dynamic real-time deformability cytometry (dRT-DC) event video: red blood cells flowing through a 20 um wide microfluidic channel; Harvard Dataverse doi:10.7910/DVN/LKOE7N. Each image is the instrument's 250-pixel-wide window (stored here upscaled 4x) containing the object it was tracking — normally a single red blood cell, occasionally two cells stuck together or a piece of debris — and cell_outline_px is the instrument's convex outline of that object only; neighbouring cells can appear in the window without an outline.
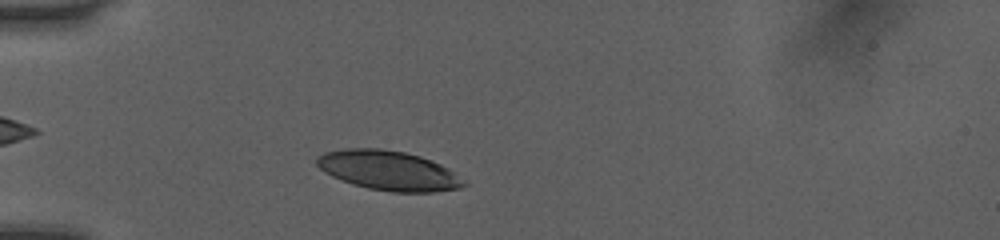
{"species": "human", "species_latin": "Homo sapiens", "temperature_condition": "room temperature", "stored_images_in_passage": 37, "camera_frame_rate_fps": 3000, "um_per_image_px": 0.085, "donor": {"sex": "female"}, "frame": {"image": 1, "passage_image": 6, "time_ms": 1.667, "image_size_px": [1000, 240], "cell_outline_px": [[468, 184], [460, 188], [432, 192], [392, 192], [368, 188], [352, 184], [332, 176], [324, 172], [316, 164], [316, 156], [324, 152], [344, 148], [380, 148], [404, 152], [420, 156], [432, 160], [456, 172], [468, 180]], "centroid_in_image_um": [33.06, 14.49], "position_along_channel_um": 51.9, "area_um2": 34.28}}
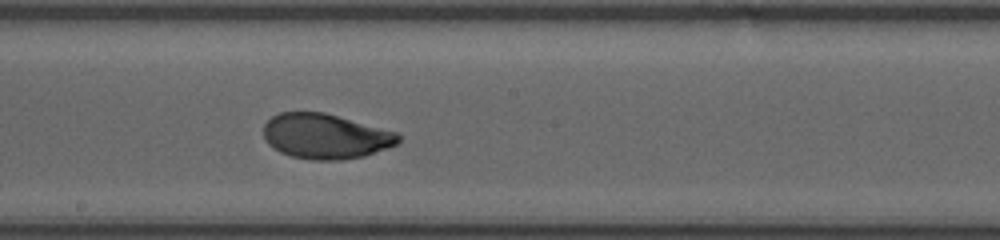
{"frame": {"image": 2, "passage_image": 20, "time_ms": 6.333, "image_size_px": [1000, 240], "cell_outline_px": [[400, 144], [364, 156], [340, 160], [312, 160], [292, 156], [280, 152], [272, 148], [268, 144], [264, 136], [264, 124], [272, 116], [280, 112], [324, 112], [396, 132], [400, 136]], "centroid_in_image_um": [27.66, 11.59], "position_along_channel_um": 220.5, "area_um2": 35.43}}
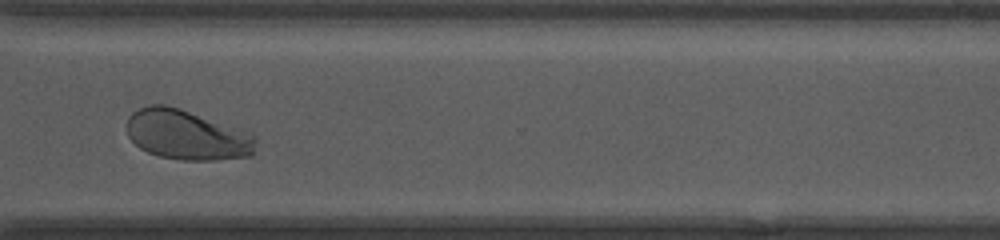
{"frame": {"image": 3, "passage_image": 30, "time_ms": 9.667, "image_size_px": [1000, 240], "cell_outline_px": [[256, 140], [252, 156], [216, 160], [180, 160], [160, 156], [148, 152], [140, 148], [128, 136], [128, 116], [132, 112], [148, 104], [164, 104], [180, 108], [252, 132], [256, 136]], "centroid_in_image_um": [15.91, 11.46], "position_along_channel_um": 354.7, "area_um2": 37.8}, "authors_computed_cell_mechanics": {"area_um2": 35.6048, "velocity_mm_per_s": 4.0388, "shape_relaxation_time_tau1_ms": 2.7448, "shape_relaxation_time_tau2_ms": null, "deformation_change_tau1": 0.1422, "deformation_change_tau2": null}}